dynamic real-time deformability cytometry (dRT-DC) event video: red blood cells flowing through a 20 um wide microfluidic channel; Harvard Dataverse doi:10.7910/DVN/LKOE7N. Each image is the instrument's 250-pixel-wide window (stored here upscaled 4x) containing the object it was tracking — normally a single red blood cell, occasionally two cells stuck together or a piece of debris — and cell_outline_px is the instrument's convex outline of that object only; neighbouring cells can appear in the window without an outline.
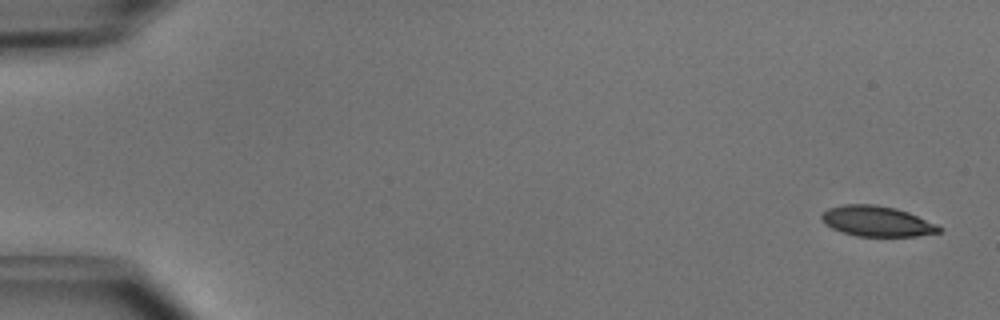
{"species": "common noctule bat (a hibernating species)", "species_latin": "Nyctalus noctula", "temperature_condition": "cold", "stored_images_in_passage": 49, "camera_frame_rate_fps": 3000, "um_per_image_px": 0.085, "animal": {"sex": "male", "body_mass_g": 15.6}, "frame": {"image": 1, "passage_image": 1, "time_ms": 0.0, "image_size_px": [1000, 320], "cell_outline_px": [[944, 228], [940, 232], [916, 236], [856, 236], [840, 232], [824, 224], [820, 220], [820, 216], [828, 208], [844, 204], [876, 204], [896, 208], [908, 212], [936, 224]], "centroid_in_image_um": [74.5, 18.8], "position_along_channel_um": 10.5, "area_um2": 20.98}}
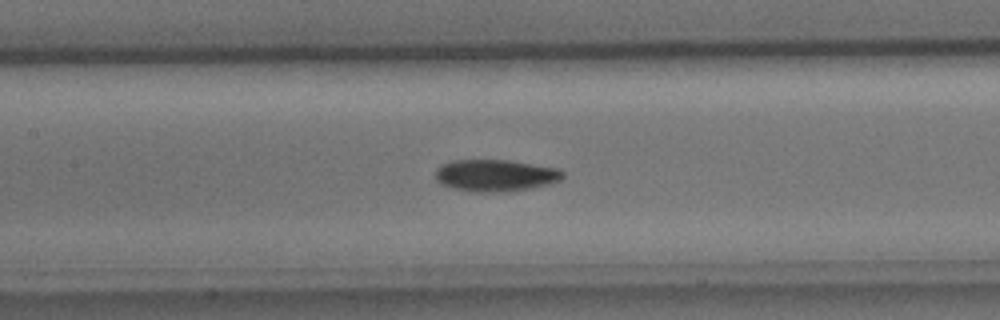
{"frame": {"image": 2, "passage_image": 23, "time_ms": 7.333, "image_size_px": [1000, 320], "cell_outline_px": [[564, 176], [560, 180], [552, 184], [532, 188], [500, 192], [472, 192], [452, 188], [440, 184], [436, 180], [436, 168], [440, 164], [452, 160], [508, 160], [556, 168], [564, 172]], "centroid_in_image_um": [42.09, 14.92], "position_along_channel_um": 165.3, "area_um2": 23.87}}
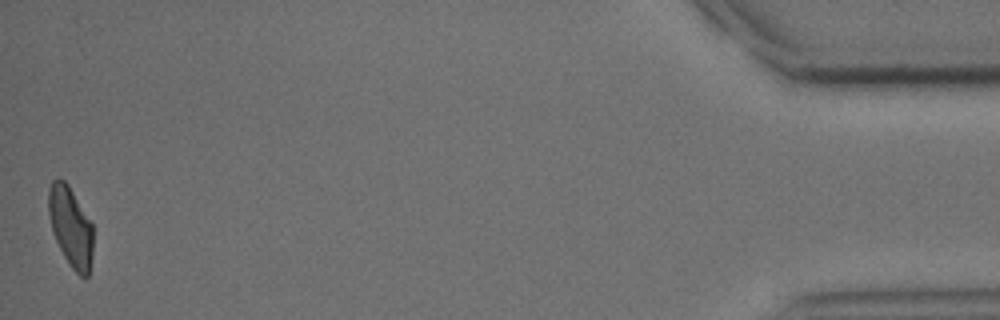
{"frame": {"image": 3, "passage_image": 49, "time_ms": 16.0, "image_size_px": [1000, 320], "cell_outline_px": [[92, 256], [88, 276], [84, 280], [68, 264], [52, 232], [48, 212], [48, 188], [52, 180], [60, 176], [68, 184], [92, 224]], "centroid_in_image_um": [5.98, 19.26], "position_along_channel_um": 429.2, "area_um2": 20.87}, "authors_computed_cell_mechanics": {"area_um2": 22.3108, "velocity_mm_per_s": 4.0342, "shape_relaxation_time_tau1_ms": 3.7899, "shape_relaxation_time_tau2_ms": 10.2092, "deformation_change_tau1": 0.1452, "deformation_change_tau2": 0.1589}}